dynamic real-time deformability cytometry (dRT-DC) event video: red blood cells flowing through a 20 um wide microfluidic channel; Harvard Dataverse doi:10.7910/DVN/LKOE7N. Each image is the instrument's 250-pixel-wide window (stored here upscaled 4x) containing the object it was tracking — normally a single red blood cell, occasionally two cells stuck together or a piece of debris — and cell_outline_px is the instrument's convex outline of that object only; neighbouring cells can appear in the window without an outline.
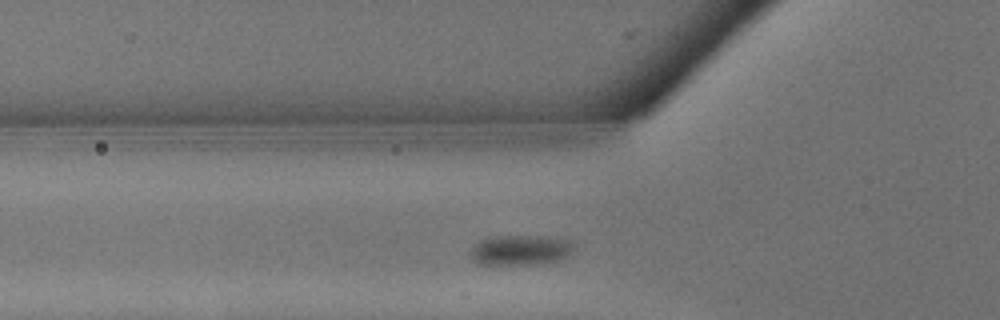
{"species": "common noctule bat (a hibernating species)", "species_latin": "Nyctalus noctula", "temperature_condition": "warm", "stored_images_in_passage": 8, "camera_frame_rate_fps": 3000, "um_per_image_px": 0.085, "animal": {"sex": "male", "body_mass_g": 13.3}, "frame": {"image": 1, "passage_image": 4, "time_ms": 1.0, "image_size_px": [1000, 320], "cell_outline_px": [[576, 248], [560, 260], [528, 264], [480, 264], [472, 260], [468, 252], [480, 240], [496, 236], [544, 236], [572, 240]], "centroid_in_image_um": [44.24, 21.24], "position_along_channel_um": 81.6, "area_um2": 18.15}}
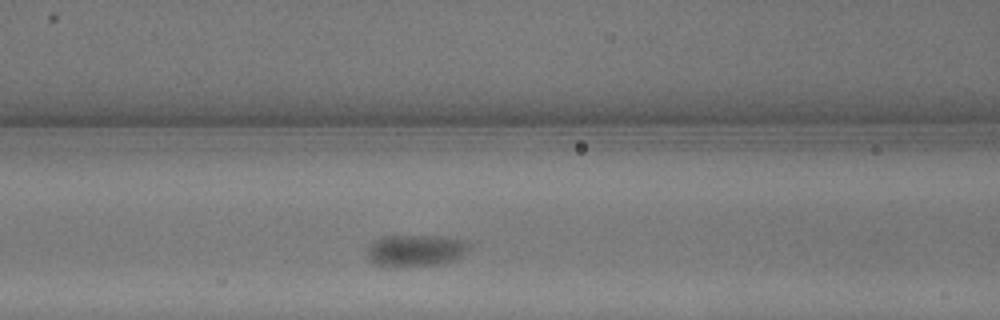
{"frame": {"image": 2, "passage_image": 6, "time_ms": 1.667, "image_size_px": [1000, 320], "cell_outline_px": [[472, 244], [456, 260], [444, 264], [376, 264], [368, 260], [364, 248], [372, 240], [384, 236], [432, 236], [468, 240]], "centroid_in_image_um": [35.3, 21.25], "position_along_channel_um": 131.3, "area_um2": 18.55}}
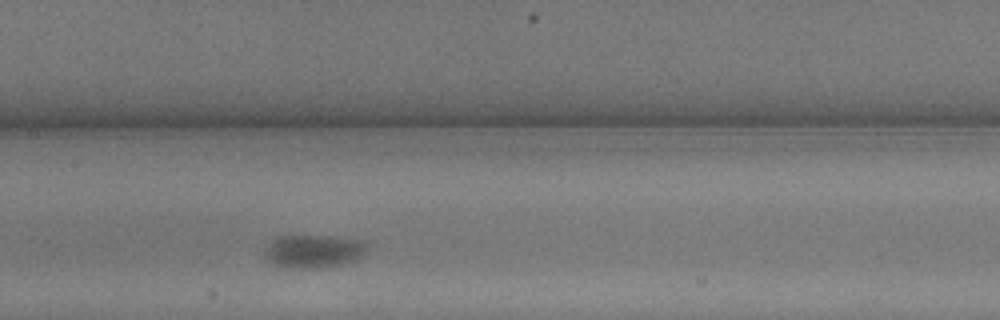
{"frame": {"image": 3, "passage_image": 8, "time_ms": 2.333, "image_size_px": [1000, 320], "cell_outline_px": [[368, 248], [360, 256], [344, 264], [320, 268], [300, 268], [276, 264], [268, 260], [264, 256], [264, 252], [268, 244], [280, 236], [324, 236], [356, 240], [368, 244]], "centroid_in_image_um": [26.64, 21.36], "position_along_channel_um": 180.8, "area_um2": 19.19}}